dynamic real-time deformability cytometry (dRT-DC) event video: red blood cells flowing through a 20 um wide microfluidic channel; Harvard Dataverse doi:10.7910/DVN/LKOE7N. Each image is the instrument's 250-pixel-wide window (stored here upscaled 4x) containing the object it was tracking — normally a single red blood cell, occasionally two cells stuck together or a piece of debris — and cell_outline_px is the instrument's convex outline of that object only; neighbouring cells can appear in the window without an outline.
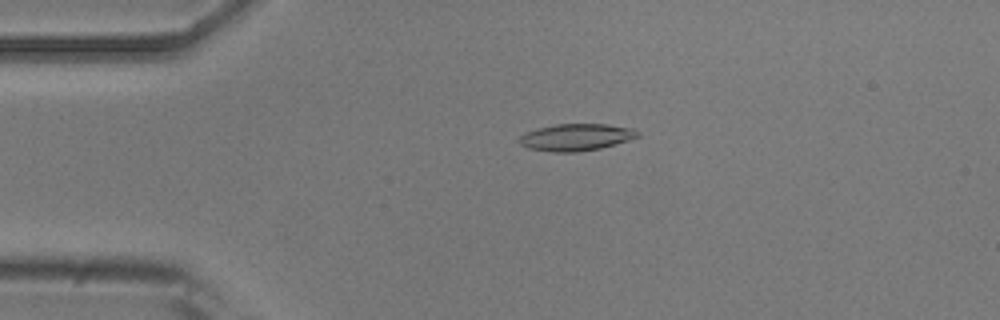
{"species": "common noctule bat (a hibernating species)", "species_latin": "Nyctalus noctula", "temperature_condition": "room temperature", "stored_images_in_passage": 5, "camera_frame_rate_fps": 3000, "um_per_image_px": 0.085, "animal": {"sex": "male", "body_mass_g": 20.5, "forearm_length_mm": 52.5}, "frame": {"image": 1, "passage_image": 4, "time_ms": 3.333, "image_size_px": [1000, 320], "cell_outline_px": [[640, 136], [628, 140], [600, 148], [576, 152], [552, 152], [528, 148], [520, 144], [520, 136], [536, 128], [556, 124], [608, 124], [632, 128], [640, 132]], "centroid_in_image_um": [48.98, 11.66], "position_along_channel_um": 36.0, "area_um2": 18.5}}